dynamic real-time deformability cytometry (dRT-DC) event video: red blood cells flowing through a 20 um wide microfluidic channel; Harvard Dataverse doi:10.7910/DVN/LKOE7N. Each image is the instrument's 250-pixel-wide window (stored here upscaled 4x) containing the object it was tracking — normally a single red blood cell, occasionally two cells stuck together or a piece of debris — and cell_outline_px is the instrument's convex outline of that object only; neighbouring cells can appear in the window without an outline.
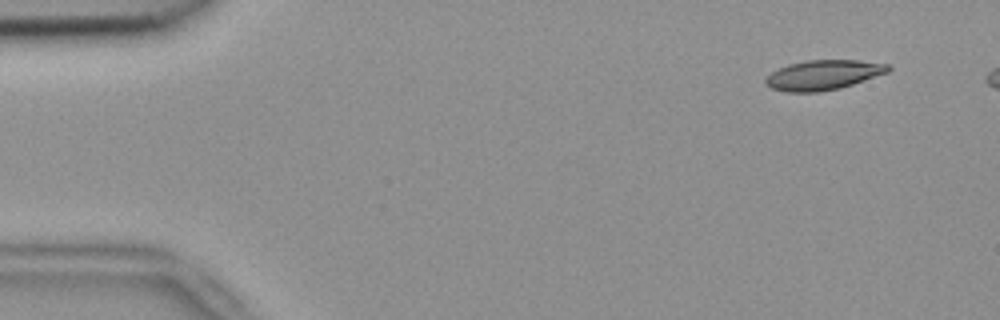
{"species": "common noctule bat (a hibernating species)", "species_latin": "Nyctalus noctula", "temperature_condition": "room temperature", "stored_images_in_passage": 46, "camera_frame_rate_fps": 3000, "um_per_image_px": 0.085, "animal": {"sex": "female", "body_mass_g": 18.4}, "frame": {"image": 1, "passage_image": 1, "time_ms": 0.0, "image_size_px": [1000, 320], "cell_outline_px": [[892, 68], [888, 72], [840, 88], [820, 92], [784, 92], [772, 88], [764, 84], [764, 80], [772, 72], [788, 64], [808, 60], [860, 60], [888, 64]], "centroid_in_image_um": [69.97, 6.37], "position_along_channel_um": 15.0, "area_um2": 21.27}}
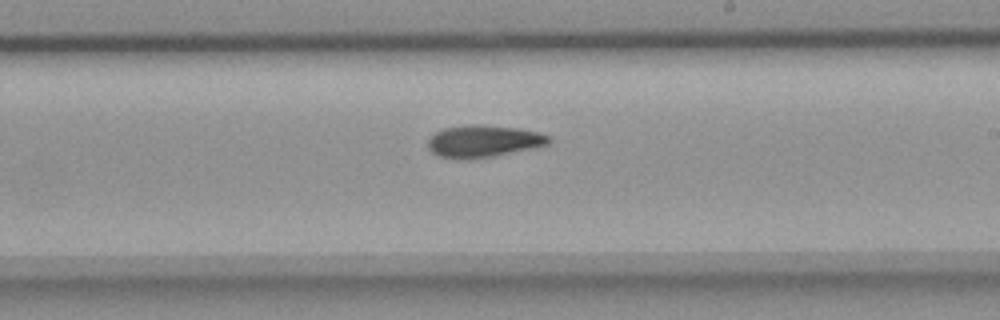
{"frame": {"image": 2, "passage_image": 28, "time_ms": 9.0, "image_size_px": [1000, 320], "cell_outline_px": [[552, 140], [548, 144], [492, 156], [472, 160], [456, 160], [436, 156], [428, 148], [428, 140], [436, 132], [444, 128], [468, 124], [480, 124], [520, 128], [536, 132], [548, 136]], "centroid_in_image_um": [41.02, 12.01], "position_along_channel_um": 248.0, "area_um2": 22.72}}
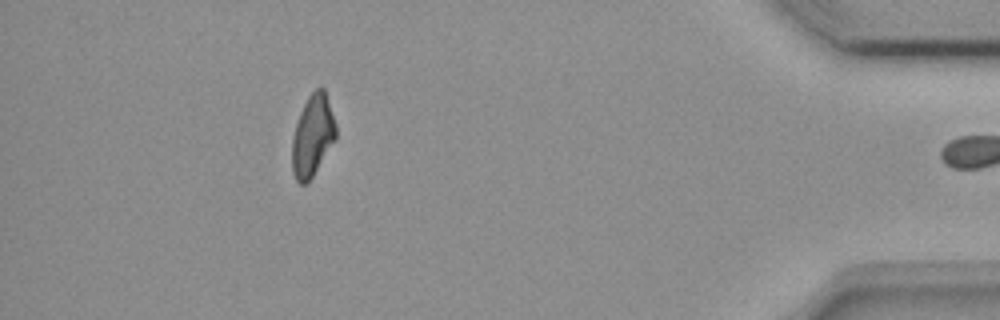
{"frame": {"image": 3, "passage_image": 45, "time_ms": 14.667, "image_size_px": [1000, 320], "cell_outline_px": [[336, 140], [312, 176], [304, 184], [300, 184], [296, 180], [292, 172], [292, 136], [300, 112], [308, 96], [316, 88], [324, 88], [336, 124]], "centroid_in_image_um": [26.57, 11.53], "position_along_channel_um": 408.6, "area_um2": 20.69}, "authors_computed_cell_mechanics": {"area_um2": 21.8484, "velocity_mm_per_s": 3.788, "shape_relaxation_time_tau1_ms": 7.5, "shape_relaxation_time_tau2_ms": null, "deformation_change_tau1": 0.1776, "deformation_change_tau2": null}}